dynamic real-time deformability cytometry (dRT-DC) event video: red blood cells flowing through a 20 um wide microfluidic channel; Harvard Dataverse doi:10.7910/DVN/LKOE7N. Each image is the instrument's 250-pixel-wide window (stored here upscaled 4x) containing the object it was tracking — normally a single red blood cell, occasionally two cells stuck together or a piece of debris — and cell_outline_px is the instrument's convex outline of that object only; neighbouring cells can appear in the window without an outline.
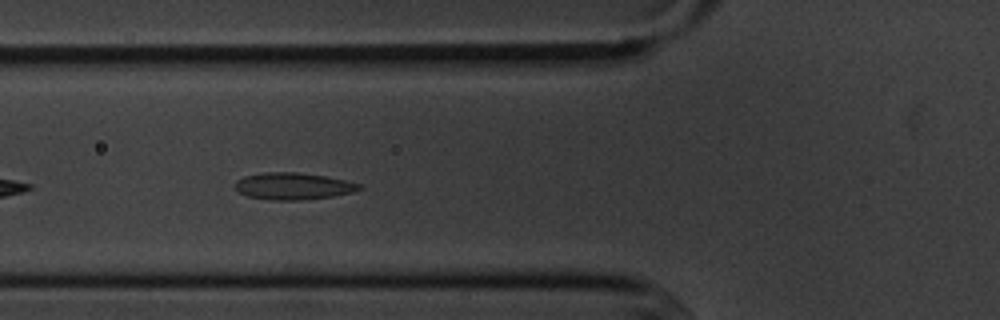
{"species": "common noctule bat (a hibernating species)", "species_latin": "Nyctalus noctula", "temperature_condition": "cold", "stored_images_in_passage": 10, "camera_frame_rate_fps": 3000, "um_per_image_px": 0.085, "animal": {"sex": "male", "body_mass_g": 20.1, "forearm_length_mm": 53.5}, "frame": {"image": 1, "passage_image": 6, "time_ms": 6.0, "image_size_px": [1000, 320], "cell_outline_px": [[364, 188], [352, 192], [332, 196], [304, 200], [272, 200], [248, 196], [240, 192], [236, 188], [236, 180], [244, 176], [264, 172], [296, 172], [324, 176], [344, 180], [360, 184]], "centroid_in_image_um": [24.92, 15.82], "position_along_channel_um": 100.9, "area_um2": 19.31}}
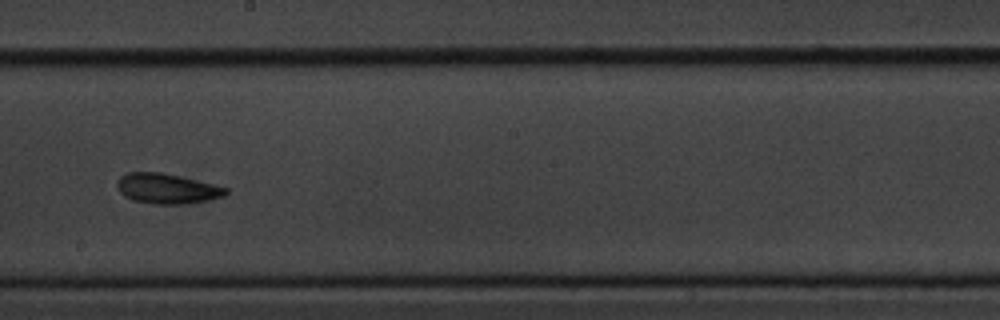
{"frame": {"image": 2, "passage_image": 9, "time_ms": 9.667, "image_size_px": [1000, 320], "cell_outline_px": [[228, 192], [224, 196], [208, 200], [188, 204], [152, 204], [132, 200], [124, 196], [120, 192], [116, 184], [116, 180], [120, 176], [128, 172], [160, 172], [212, 184], [228, 188]], "centroid_in_image_um": [14.15, 16.04], "position_along_channel_um": 234.0, "area_um2": 19.07}}
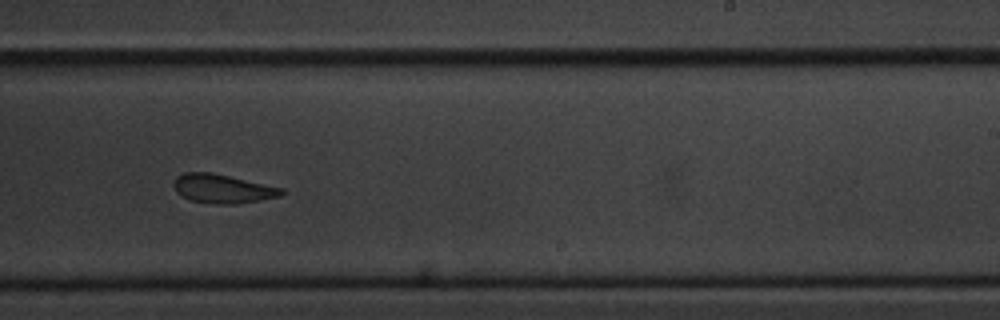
{"frame": {"image": 3, "passage_image": 10, "time_ms": 10.667, "image_size_px": [1000, 320], "cell_outline_px": [[284, 192], [280, 196], [260, 200], [236, 204], [216, 204], [192, 200], [176, 192], [172, 184], [176, 176], [184, 172], [212, 172], [284, 188]], "centroid_in_image_um": [18.91, 16.03], "position_along_channel_um": 270.1, "area_um2": 18.15}}